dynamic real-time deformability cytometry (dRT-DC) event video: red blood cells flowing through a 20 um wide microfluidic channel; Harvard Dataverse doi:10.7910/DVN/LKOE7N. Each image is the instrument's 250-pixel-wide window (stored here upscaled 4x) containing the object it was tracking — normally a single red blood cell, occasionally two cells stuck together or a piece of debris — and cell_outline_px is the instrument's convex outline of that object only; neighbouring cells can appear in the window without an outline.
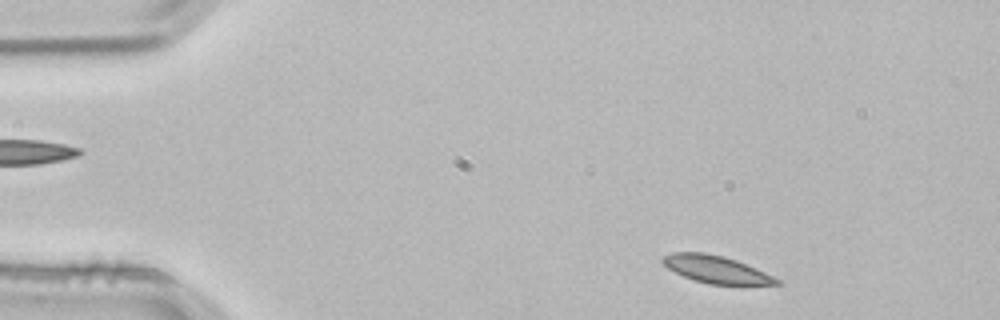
{"species": "common noctule bat (a hibernating species)", "species_latin": "Nyctalus noctula", "temperature_condition": "room temperature", "stored_images_in_passage": 4, "camera_frame_rate_fps": 3000, "um_per_image_px": 0.085, "animal": {"sex": "male", "body_mass_g": 21.5, "forearm_length_mm": 52.0}, "frame": {"image": 1, "passage_image": 4, "time_ms": 1.0, "image_size_px": [1000, 320], "cell_outline_px": [[780, 284], [708, 284], [684, 276], [668, 268], [660, 260], [664, 256], [672, 252], [704, 252], [736, 260], [756, 268], [780, 280]], "centroid_in_image_um": [60.83, 22.88], "position_along_channel_um": 24.2, "area_um2": 17.74}}